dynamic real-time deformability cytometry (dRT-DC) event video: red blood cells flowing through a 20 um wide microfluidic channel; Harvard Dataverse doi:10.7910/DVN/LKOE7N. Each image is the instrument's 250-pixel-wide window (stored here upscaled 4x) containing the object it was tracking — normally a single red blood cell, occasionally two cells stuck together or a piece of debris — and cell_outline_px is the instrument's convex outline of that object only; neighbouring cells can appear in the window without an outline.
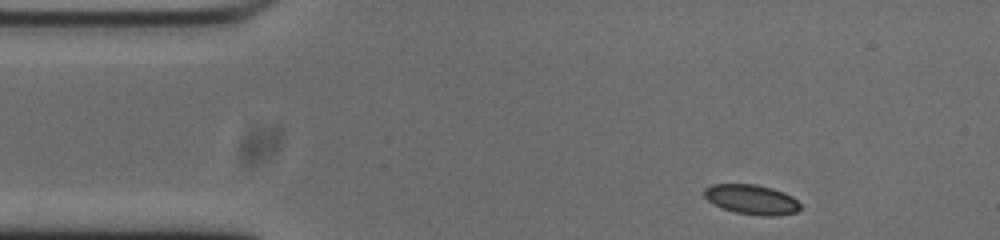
{"species": "common noctule bat (a hibernating species)", "species_latin": "Nyctalus noctula", "temperature_condition": "cold", "stored_images_in_passage": 48, "camera_frame_rate_fps": 3000, "um_per_image_px": 0.085, "animal": {"sex": "male", "body_mass_g": 20.0, "forearm_length_mm": 53.3}, "frame": {"image": 1, "passage_image": 1, "time_ms": 0.0, "image_size_px": [1000, 240], "cell_outline_px": [[800, 208], [796, 212], [772, 216], [764, 216], [736, 212], [712, 204], [704, 196], [704, 188], [712, 184], [756, 184], [772, 188], [784, 192], [792, 196], [800, 204]], "centroid_in_image_um": [63.87, 16.94], "position_along_channel_um": 21.1, "area_um2": 16.59}}
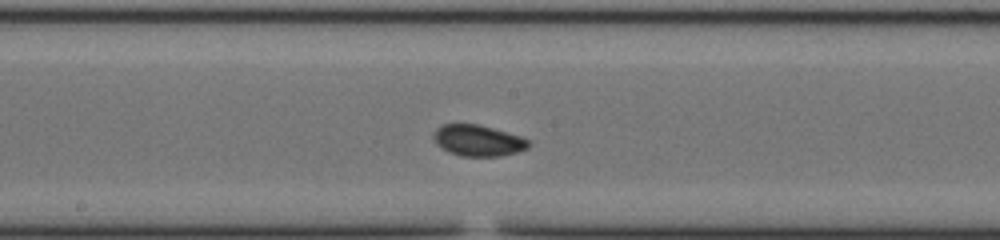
{"frame": {"image": 2, "passage_image": 21, "time_ms": 6.667, "image_size_px": [1000, 240], "cell_outline_px": [[532, 144], [528, 148], [516, 152], [500, 156], [460, 156], [448, 152], [436, 144], [432, 136], [432, 132], [440, 124], [480, 124], [520, 136], [528, 140]], "centroid_in_image_um": [40.6, 11.94], "position_along_channel_um": 207.6, "area_um2": 17.46}}
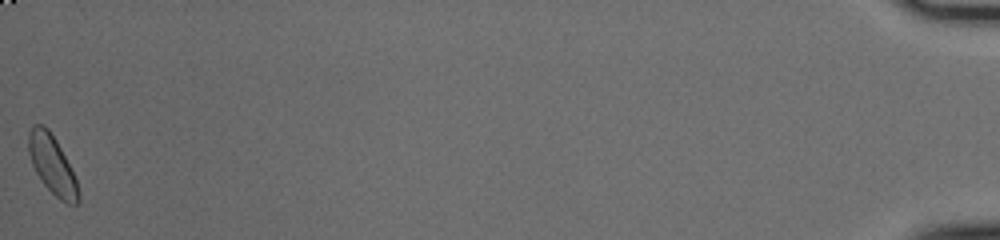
{"frame": {"image": 3, "passage_image": 48, "time_ms": 15.667, "image_size_px": [1000, 240], "cell_outline_px": [[80, 200], [76, 204], [68, 204], [60, 200], [44, 184], [36, 172], [32, 164], [28, 152], [28, 132], [32, 124], [44, 124], [48, 128], [56, 140], [76, 180], [80, 192]], "centroid_in_image_um": [4.42, 13.99], "position_along_channel_um": 430.8, "area_um2": 16.88}, "authors_computed_cell_mechanics": {"area_um2": 16.7042, "velocity_mm_per_s": 3.7182, "shape_relaxation_time_tau1_ms": 2.8947, "shape_relaxation_time_tau2_ms": 1.1881, "deformation_change_tau1": 0.1018, "deformation_change_tau2": 0.0467}}